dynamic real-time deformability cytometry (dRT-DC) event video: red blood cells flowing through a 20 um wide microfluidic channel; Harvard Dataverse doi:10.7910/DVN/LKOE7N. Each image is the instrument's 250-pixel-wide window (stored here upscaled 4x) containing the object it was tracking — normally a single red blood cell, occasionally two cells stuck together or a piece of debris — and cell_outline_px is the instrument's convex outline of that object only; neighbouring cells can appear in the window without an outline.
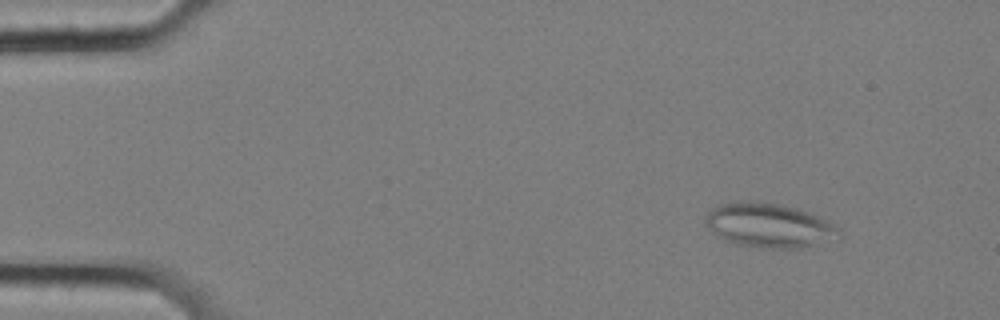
{"species": "common noctule bat (a hibernating species)", "species_latin": "Nyctalus noctula", "temperature_condition": "cold", "stored_images_in_passage": 57, "segment_of_instrument_passage": [1, 2], "camera_frame_rate_fps": 3000, "um_per_image_px": 0.085, "animal": {"sex": "female", "body_mass_g": 25.1}, "frame": {"image": 1, "passage_image": 6, "time_ms": 1.667, "image_size_px": [1000, 320], "cell_outline_px": [[840, 232], [812, 244], [800, 248], [760, 248], [736, 244], [716, 236], [704, 224], [704, 216], [716, 204], [728, 200], [760, 200], [780, 204], [796, 208], [808, 212], [828, 220], [836, 224], [840, 228]], "centroid_in_image_um": [65.21, 19.1], "position_along_channel_um": 19.8, "area_um2": 34.68}}